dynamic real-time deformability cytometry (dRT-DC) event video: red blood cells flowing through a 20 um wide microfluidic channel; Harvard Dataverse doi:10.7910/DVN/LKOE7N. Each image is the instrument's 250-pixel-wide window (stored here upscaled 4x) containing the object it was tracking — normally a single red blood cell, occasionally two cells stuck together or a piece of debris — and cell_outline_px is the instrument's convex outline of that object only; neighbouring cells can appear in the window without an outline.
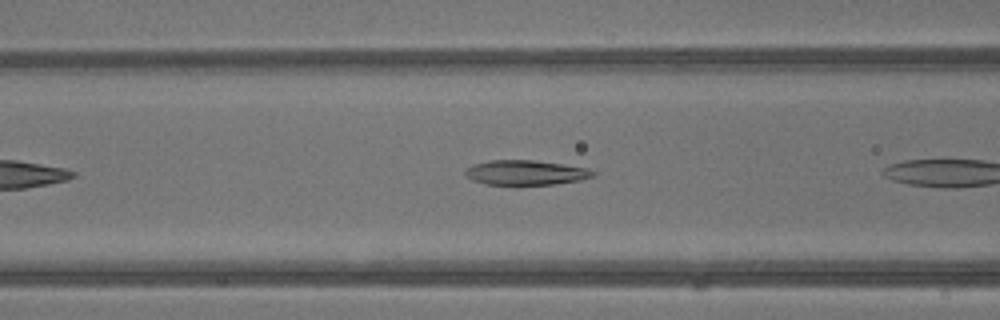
{"species": "common noctule bat (a hibernating species)", "species_latin": "Nyctalus noctula", "temperature_condition": "warm", "stored_images_in_passage": 6, "camera_frame_rate_fps": 3000, "um_per_image_px": 0.085, "animal": {"sex": "male", "body_mass_g": 13.3}, "frame": {"image": 1, "passage_image": 4, "time_ms": 1.0, "image_size_px": [1000, 320], "cell_outline_px": [[596, 176], [580, 180], [556, 184], [488, 184], [472, 180], [464, 172], [472, 164], [488, 160], [532, 160], [588, 168], [596, 172]], "centroid_in_image_um": [44.71, 14.66], "position_along_channel_um": 121.9, "area_um2": 18.26}}